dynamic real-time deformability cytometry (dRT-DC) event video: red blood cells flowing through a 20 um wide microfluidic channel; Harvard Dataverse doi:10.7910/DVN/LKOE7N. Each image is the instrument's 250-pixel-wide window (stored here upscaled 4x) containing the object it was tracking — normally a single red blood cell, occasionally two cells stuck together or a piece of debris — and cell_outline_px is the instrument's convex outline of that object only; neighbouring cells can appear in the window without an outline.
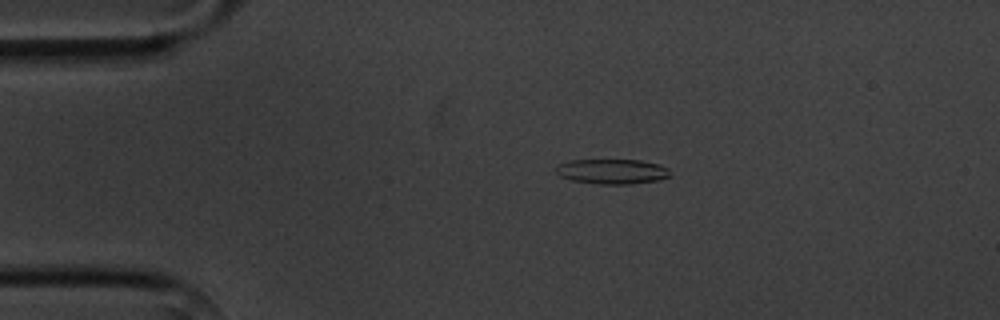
{"species": "common noctule bat (a hibernating species)", "species_latin": "Nyctalus noctula", "temperature_condition": "cold", "stored_images_in_passage": 4, "camera_frame_rate_fps": 3000, "um_per_image_px": 0.085, "animal": {"sex": "male", "body_mass_g": 20.1, "forearm_length_mm": 53.5}, "frame": {"image": 1, "passage_image": 1, "time_ms": 0.0, "image_size_px": [1000, 320], "cell_outline_px": [[668, 176], [656, 180], [632, 184], [600, 184], [572, 180], [560, 176], [556, 172], [556, 164], [572, 160], [640, 160], [660, 164], [668, 168]], "centroid_in_image_um": [51.99, 14.57], "position_along_channel_um": 33.0, "area_um2": 16.47}}